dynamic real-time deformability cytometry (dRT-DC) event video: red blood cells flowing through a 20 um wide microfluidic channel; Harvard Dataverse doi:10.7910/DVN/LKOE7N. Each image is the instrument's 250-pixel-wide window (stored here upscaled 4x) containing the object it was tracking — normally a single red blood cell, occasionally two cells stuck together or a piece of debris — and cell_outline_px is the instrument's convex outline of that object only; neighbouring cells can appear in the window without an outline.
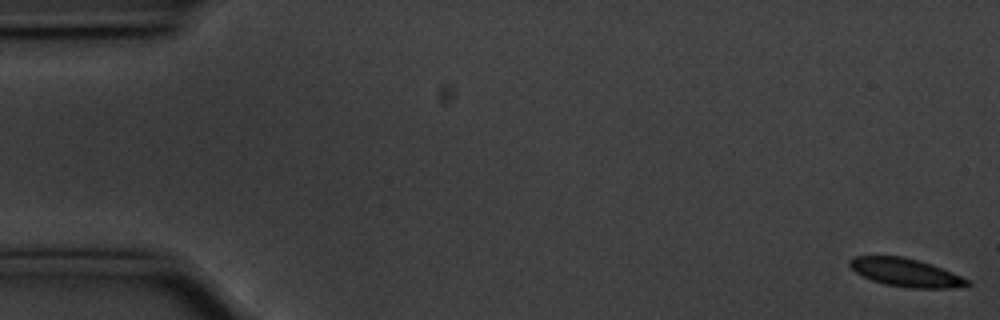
{"species": "common noctule bat (a hibernating species)", "species_latin": "Nyctalus noctula", "temperature_condition": "cold", "stored_images_in_passage": 58, "camera_frame_rate_fps": 3000, "um_per_image_px": 0.085, "animal": {"sex": "male", "body_mass_g": 20.1, "forearm_length_mm": 53.5}, "frame": {"image": 1, "passage_image": 1, "time_ms": 0.0, "image_size_px": [1000, 320], "cell_outline_px": [[972, 284], [952, 288], [908, 288], [884, 284], [872, 280], [856, 272], [848, 264], [848, 260], [852, 256], [904, 256], [932, 264], [952, 272], [968, 280]], "centroid_in_image_um": [76.97, 23.16], "position_along_channel_um": 8.0, "area_um2": 19.31}}
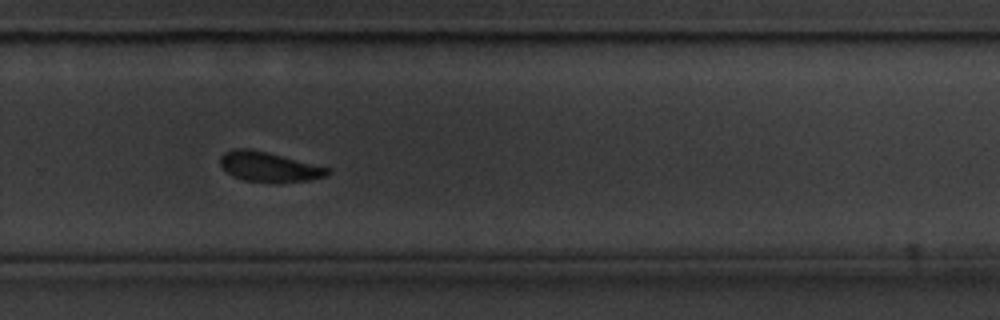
{"frame": {"image": 2, "passage_image": 38, "time_ms": 12.333, "image_size_px": [1000, 320], "cell_outline_px": [[332, 172], [328, 176], [308, 180], [244, 180], [232, 176], [220, 164], [220, 156], [224, 152], [232, 148], [248, 148], [268, 152], [332, 168]], "centroid_in_image_um": [22.88, 14.13], "position_along_channel_um": 306.9, "area_um2": 18.26}}
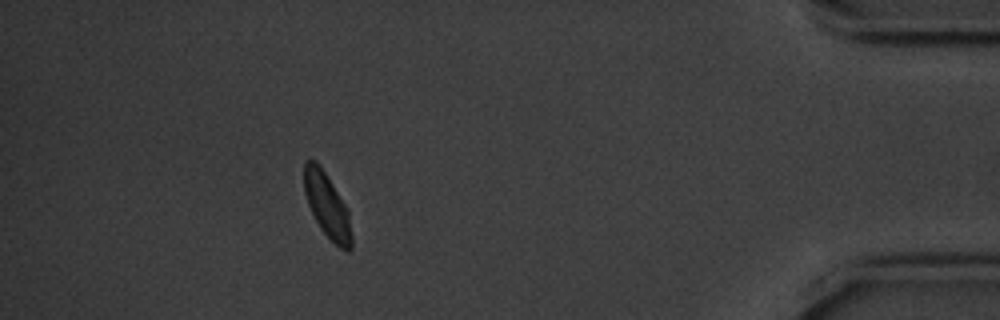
{"frame": {"image": 3, "passage_image": 51, "time_ms": 16.667, "image_size_px": [1000, 320], "cell_outline_px": [[352, 248], [348, 252], [340, 248], [320, 228], [308, 204], [304, 192], [304, 160], [316, 160], [320, 164], [348, 208], [352, 236]], "centroid_in_image_um": [27.82, 17.45], "position_along_channel_um": 407.4, "area_um2": 17.92}, "authors_computed_cell_mechanics": {"area_um2": 19.3341, "velocity_mm_per_s": 3.5169, "shape_relaxation_time_tau1_ms": 1.9299, "shape_relaxation_time_tau2_ms": null, "deformation_change_tau1": 0.1044, "deformation_change_tau2": null}}